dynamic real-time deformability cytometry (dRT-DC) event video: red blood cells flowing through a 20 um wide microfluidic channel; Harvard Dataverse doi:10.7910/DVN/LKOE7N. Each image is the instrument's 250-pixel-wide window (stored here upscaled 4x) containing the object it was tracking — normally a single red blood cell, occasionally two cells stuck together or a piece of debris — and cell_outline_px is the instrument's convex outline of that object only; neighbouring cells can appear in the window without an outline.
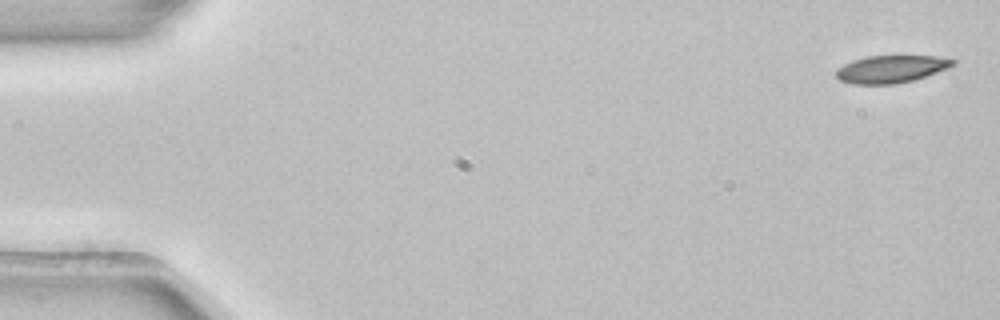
{"species": "common noctule bat (a hibernating species)", "species_latin": "Nyctalus noctula", "temperature_condition": "room temperature", "stored_images_in_passage": 4, "camera_frame_rate_fps": 3000, "um_per_image_px": 0.085, "animal": {"sex": "female", "body_mass_g": 22.7, "forearm_length_mm": 54.2}, "frame": {"image": 1, "passage_image": 1, "time_ms": 0.0, "image_size_px": [1000, 320], "cell_outline_px": [[956, 64], [948, 68], [912, 80], [896, 84], [852, 84], [840, 80], [836, 76], [836, 68], [852, 60], [868, 56], [936, 56], [956, 60]], "centroid_in_image_um": [75.72, 5.87], "position_along_channel_um": 9.3, "area_um2": 18.61}}